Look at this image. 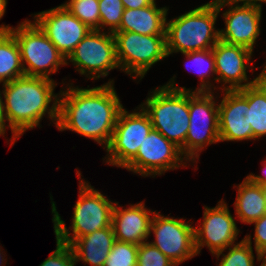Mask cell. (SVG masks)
<instances>
[{
	"instance_id": "cell-31",
	"label": "cell",
	"mask_w": 266,
	"mask_h": 266,
	"mask_svg": "<svg viewBox=\"0 0 266 266\" xmlns=\"http://www.w3.org/2000/svg\"><path fill=\"white\" fill-rule=\"evenodd\" d=\"M251 224H255L254 246L256 255L266 254V214Z\"/></svg>"
},
{
	"instance_id": "cell-8",
	"label": "cell",
	"mask_w": 266,
	"mask_h": 266,
	"mask_svg": "<svg viewBox=\"0 0 266 266\" xmlns=\"http://www.w3.org/2000/svg\"><path fill=\"white\" fill-rule=\"evenodd\" d=\"M113 35L120 70L133 79L141 80L155 63L168 57L166 35H141L131 31H115Z\"/></svg>"
},
{
	"instance_id": "cell-10",
	"label": "cell",
	"mask_w": 266,
	"mask_h": 266,
	"mask_svg": "<svg viewBox=\"0 0 266 266\" xmlns=\"http://www.w3.org/2000/svg\"><path fill=\"white\" fill-rule=\"evenodd\" d=\"M137 108L131 113L123 108L118 115L104 157L109 165L124 168L136 156L141 143L153 128L149 115L141 106Z\"/></svg>"
},
{
	"instance_id": "cell-3",
	"label": "cell",
	"mask_w": 266,
	"mask_h": 266,
	"mask_svg": "<svg viewBox=\"0 0 266 266\" xmlns=\"http://www.w3.org/2000/svg\"><path fill=\"white\" fill-rule=\"evenodd\" d=\"M189 91L176 87L175 77L155 88L140 106L149 115L153 129L181 148L189 128Z\"/></svg>"
},
{
	"instance_id": "cell-33",
	"label": "cell",
	"mask_w": 266,
	"mask_h": 266,
	"mask_svg": "<svg viewBox=\"0 0 266 266\" xmlns=\"http://www.w3.org/2000/svg\"><path fill=\"white\" fill-rule=\"evenodd\" d=\"M265 164H264V169L262 170L263 172V175H255L253 173H250V175L247 176V178L255 183V184H258L260 187H266V160L263 161Z\"/></svg>"
},
{
	"instance_id": "cell-4",
	"label": "cell",
	"mask_w": 266,
	"mask_h": 266,
	"mask_svg": "<svg viewBox=\"0 0 266 266\" xmlns=\"http://www.w3.org/2000/svg\"><path fill=\"white\" fill-rule=\"evenodd\" d=\"M79 182V198L73 208L72 235L67 229L65 221L61 219L56 204L52 201V196H50L56 239L68 245L80 237L109 227L112 222V211L115 203L85 180L81 179Z\"/></svg>"
},
{
	"instance_id": "cell-19",
	"label": "cell",
	"mask_w": 266,
	"mask_h": 266,
	"mask_svg": "<svg viewBox=\"0 0 266 266\" xmlns=\"http://www.w3.org/2000/svg\"><path fill=\"white\" fill-rule=\"evenodd\" d=\"M169 8H158L156 0L146 7L124 8L122 20L116 31H131L141 35H166Z\"/></svg>"
},
{
	"instance_id": "cell-40",
	"label": "cell",
	"mask_w": 266,
	"mask_h": 266,
	"mask_svg": "<svg viewBox=\"0 0 266 266\" xmlns=\"http://www.w3.org/2000/svg\"><path fill=\"white\" fill-rule=\"evenodd\" d=\"M262 188V191H263V195L265 197V200H266V187H261Z\"/></svg>"
},
{
	"instance_id": "cell-5",
	"label": "cell",
	"mask_w": 266,
	"mask_h": 266,
	"mask_svg": "<svg viewBox=\"0 0 266 266\" xmlns=\"http://www.w3.org/2000/svg\"><path fill=\"white\" fill-rule=\"evenodd\" d=\"M218 8L213 1L166 22V52L187 53L212 49L220 40L215 24Z\"/></svg>"
},
{
	"instance_id": "cell-17",
	"label": "cell",
	"mask_w": 266,
	"mask_h": 266,
	"mask_svg": "<svg viewBox=\"0 0 266 266\" xmlns=\"http://www.w3.org/2000/svg\"><path fill=\"white\" fill-rule=\"evenodd\" d=\"M223 92L225 93L222 101L218 103L220 142L252 140L247 87L239 90H223Z\"/></svg>"
},
{
	"instance_id": "cell-20",
	"label": "cell",
	"mask_w": 266,
	"mask_h": 266,
	"mask_svg": "<svg viewBox=\"0 0 266 266\" xmlns=\"http://www.w3.org/2000/svg\"><path fill=\"white\" fill-rule=\"evenodd\" d=\"M116 241L112 224L101 230L94 231L84 237L76 239L70 246L76 263L85 265L104 266L110 250Z\"/></svg>"
},
{
	"instance_id": "cell-6",
	"label": "cell",
	"mask_w": 266,
	"mask_h": 266,
	"mask_svg": "<svg viewBox=\"0 0 266 266\" xmlns=\"http://www.w3.org/2000/svg\"><path fill=\"white\" fill-rule=\"evenodd\" d=\"M0 30H9L15 36L25 75L51 79V74L66 65L65 57L34 21L24 20L17 27L2 24Z\"/></svg>"
},
{
	"instance_id": "cell-13",
	"label": "cell",
	"mask_w": 266,
	"mask_h": 266,
	"mask_svg": "<svg viewBox=\"0 0 266 266\" xmlns=\"http://www.w3.org/2000/svg\"><path fill=\"white\" fill-rule=\"evenodd\" d=\"M213 2L216 4L218 11H221L225 6H230L222 14L225 29L219 30L220 40L253 51L261 32L262 6L221 0H213Z\"/></svg>"
},
{
	"instance_id": "cell-34",
	"label": "cell",
	"mask_w": 266,
	"mask_h": 266,
	"mask_svg": "<svg viewBox=\"0 0 266 266\" xmlns=\"http://www.w3.org/2000/svg\"><path fill=\"white\" fill-rule=\"evenodd\" d=\"M2 92L0 91V136L2 135L4 137L6 132V126L9 127V125H6V116H5V110H4V101H3V95H1Z\"/></svg>"
},
{
	"instance_id": "cell-21",
	"label": "cell",
	"mask_w": 266,
	"mask_h": 266,
	"mask_svg": "<svg viewBox=\"0 0 266 266\" xmlns=\"http://www.w3.org/2000/svg\"><path fill=\"white\" fill-rule=\"evenodd\" d=\"M237 189V198L234 203L236 218L245 224H251L266 214V200L258 184L246 177Z\"/></svg>"
},
{
	"instance_id": "cell-14",
	"label": "cell",
	"mask_w": 266,
	"mask_h": 266,
	"mask_svg": "<svg viewBox=\"0 0 266 266\" xmlns=\"http://www.w3.org/2000/svg\"><path fill=\"white\" fill-rule=\"evenodd\" d=\"M34 22L67 59L91 29L63 4L34 15Z\"/></svg>"
},
{
	"instance_id": "cell-27",
	"label": "cell",
	"mask_w": 266,
	"mask_h": 266,
	"mask_svg": "<svg viewBox=\"0 0 266 266\" xmlns=\"http://www.w3.org/2000/svg\"><path fill=\"white\" fill-rule=\"evenodd\" d=\"M124 6L122 0H99L100 31L107 29L114 33L122 20Z\"/></svg>"
},
{
	"instance_id": "cell-30",
	"label": "cell",
	"mask_w": 266,
	"mask_h": 266,
	"mask_svg": "<svg viewBox=\"0 0 266 266\" xmlns=\"http://www.w3.org/2000/svg\"><path fill=\"white\" fill-rule=\"evenodd\" d=\"M76 264L71 246L56 239V250L40 266H75Z\"/></svg>"
},
{
	"instance_id": "cell-39",
	"label": "cell",
	"mask_w": 266,
	"mask_h": 266,
	"mask_svg": "<svg viewBox=\"0 0 266 266\" xmlns=\"http://www.w3.org/2000/svg\"><path fill=\"white\" fill-rule=\"evenodd\" d=\"M261 73L263 74V76H266V62H265L264 68L261 71Z\"/></svg>"
},
{
	"instance_id": "cell-18",
	"label": "cell",
	"mask_w": 266,
	"mask_h": 266,
	"mask_svg": "<svg viewBox=\"0 0 266 266\" xmlns=\"http://www.w3.org/2000/svg\"><path fill=\"white\" fill-rule=\"evenodd\" d=\"M118 204L119 202L114 204L111 222L116 240L135 245L147 241L155 211L148 210L142 201L124 209Z\"/></svg>"
},
{
	"instance_id": "cell-7",
	"label": "cell",
	"mask_w": 266,
	"mask_h": 266,
	"mask_svg": "<svg viewBox=\"0 0 266 266\" xmlns=\"http://www.w3.org/2000/svg\"><path fill=\"white\" fill-rule=\"evenodd\" d=\"M214 92L189 91V128L185 144L180 148L190 162L199 160V152L210 144L220 142L218 105Z\"/></svg>"
},
{
	"instance_id": "cell-32",
	"label": "cell",
	"mask_w": 266,
	"mask_h": 266,
	"mask_svg": "<svg viewBox=\"0 0 266 266\" xmlns=\"http://www.w3.org/2000/svg\"><path fill=\"white\" fill-rule=\"evenodd\" d=\"M155 0H122L126 9H137L151 5Z\"/></svg>"
},
{
	"instance_id": "cell-22",
	"label": "cell",
	"mask_w": 266,
	"mask_h": 266,
	"mask_svg": "<svg viewBox=\"0 0 266 266\" xmlns=\"http://www.w3.org/2000/svg\"><path fill=\"white\" fill-rule=\"evenodd\" d=\"M24 75L15 36L9 30H0V83L5 84Z\"/></svg>"
},
{
	"instance_id": "cell-16",
	"label": "cell",
	"mask_w": 266,
	"mask_h": 266,
	"mask_svg": "<svg viewBox=\"0 0 266 266\" xmlns=\"http://www.w3.org/2000/svg\"><path fill=\"white\" fill-rule=\"evenodd\" d=\"M216 67L215 81L223 83L219 89L239 90L256 83L263 74L260 73L253 80H249L247 69L250 70L253 51L240 46L219 40L212 48ZM248 64V65H247ZM229 84V86H226Z\"/></svg>"
},
{
	"instance_id": "cell-26",
	"label": "cell",
	"mask_w": 266,
	"mask_h": 266,
	"mask_svg": "<svg viewBox=\"0 0 266 266\" xmlns=\"http://www.w3.org/2000/svg\"><path fill=\"white\" fill-rule=\"evenodd\" d=\"M63 5L91 30H100L99 0H68Z\"/></svg>"
},
{
	"instance_id": "cell-12",
	"label": "cell",
	"mask_w": 266,
	"mask_h": 266,
	"mask_svg": "<svg viewBox=\"0 0 266 266\" xmlns=\"http://www.w3.org/2000/svg\"><path fill=\"white\" fill-rule=\"evenodd\" d=\"M190 223L192 224L190 220L188 222L184 218L165 217L155 211L149 231L150 234L153 232L155 240L150 243L176 265L181 264L198 255L195 248V227Z\"/></svg>"
},
{
	"instance_id": "cell-25",
	"label": "cell",
	"mask_w": 266,
	"mask_h": 266,
	"mask_svg": "<svg viewBox=\"0 0 266 266\" xmlns=\"http://www.w3.org/2000/svg\"><path fill=\"white\" fill-rule=\"evenodd\" d=\"M251 235H246L239 243L228 246V253L223 254V250L219 251L216 255L217 259L222 256L218 266H254V254L252 248Z\"/></svg>"
},
{
	"instance_id": "cell-2",
	"label": "cell",
	"mask_w": 266,
	"mask_h": 266,
	"mask_svg": "<svg viewBox=\"0 0 266 266\" xmlns=\"http://www.w3.org/2000/svg\"><path fill=\"white\" fill-rule=\"evenodd\" d=\"M55 83L53 79L24 75L2 84L5 116L13 134L11 146L25 131L40 126L46 114L56 126L59 95L54 94Z\"/></svg>"
},
{
	"instance_id": "cell-11",
	"label": "cell",
	"mask_w": 266,
	"mask_h": 266,
	"mask_svg": "<svg viewBox=\"0 0 266 266\" xmlns=\"http://www.w3.org/2000/svg\"><path fill=\"white\" fill-rule=\"evenodd\" d=\"M186 163L188 160L182 155L180 148L152 128L136 156L124 168L143 177H155L179 168L180 165L186 167Z\"/></svg>"
},
{
	"instance_id": "cell-24",
	"label": "cell",
	"mask_w": 266,
	"mask_h": 266,
	"mask_svg": "<svg viewBox=\"0 0 266 266\" xmlns=\"http://www.w3.org/2000/svg\"><path fill=\"white\" fill-rule=\"evenodd\" d=\"M182 54L185 55V57L187 58V61L189 60V62H193V65H195V68H197L196 71L199 75L198 77L201 80L200 87L196 88L194 91L195 92H212V88L214 86L209 81L211 80L210 75H216V67H215V61H214V56H213V50L206 49V50L192 51V52H187V53H182ZM193 71L196 72L195 70Z\"/></svg>"
},
{
	"instance_id": "cell-23",
	"label": "cell",
	"mask_w": 266,
	"mask_h": 266,
	"mask_svg": "<svg viewBox=\"0 0 266 266\" xmlns=\"http://www.w3.org/2000/svg\"><path fill=\"white\" fill-rule=\"evenodd\" d=\"M247 102L253 140L260 139L266 136V76L247 86Z\"/></svg>"
},
{
	"instance_id": "cell-37",
	"label": "cell",
	"mask_w": 266,
	"mask_h": 266,
	"mask_svg": "<svg viewBox=\"0 0 266 266\" xmlns=\"http://www.w3.org/2000/svg\"><path fill=\"white\" fill-rule=\"evenodd\" d=\"M262 259H263V262L260 266H266V254L257 255L258 262L262 261Z\"/></svg>"
},
{
	"instance_id": "cell-35",
	"label": "cell",
	"mask_w": 266,
	"mask_h": 266,
	"mask_svg": "<svg viewBox=\"0 0 266 266\" xmlns=\"http://www.w3.org/2000/svg\"><path fill=\"white\" fill-rule=\"evenodd\" d=\"M221 1H228L233 3H241L242 4H253V5H259L262 6L263 3L266 4V0H221Z\"/></svg>"
},
{
	"instance_id": "cell-38",
	"label": "cell",
	"mask_w": 266,
	"mask_h": 266,
	"mask_svg": "<svg viewBox=\"0 0 266 266\" xmlns=\"http://www.w3.org/2000/svg\"><path fill=\"white\" fill-rule=\"evenodd\" d=\"M2 247H0V266H4V264H6V258H5V255L3 254L4 252H3V249H1ZM2 250V251H1ZM2 252V253H1ZM4 255V256H2V255ZM5 258V259H4ZM3 262H5V263H3Z\"/></svg>"
},
{
	"instance_id": "cell-29",
	"label": "cell",
	"mask_w": 266,
	"mask_h": 266,
	"mask_svg": "<svg viewBox=\"0 0 266 266\" xmlns=\"http://www.w3.org/2000/svg\"><path fill=\"white\" fill-rule=\"evenodd\" d=\"M137 266H177L148 241L138 245Z\"/></svg>"
},
{
	"instance_id": "cell-1",
	"label": "cell",
	"mask_w": 266,
	"mask_h": 266,
	"mask_svg": "<svg viewBox=\"0 0 266 266\" xmlns=\"http://www.w3.org/2000/svg\"><path fill=\"white\" fill-rule=\"evenodd\" d=\"M70 84L69 88L58 93L56 127L59 131L70 130L90 138L106 149L118 115L123 109L114 88V80L92 88H79L74 87L73 83Z\"/></svg>"
},
{
	"instance_id": "cell-36",
	"label": "cell",
	"mask_w": 266,
	"mask_h": 266,
	"mask_svg": "<svg viewBox=\"0 0 266 266\" xmlns=\"http://www.w3.org/2000/svg\"><path fill=\"white\" fill-rule=\"evenodd\" d=\"M7 0H0V20L5 14Z\"/></svg>"
},
{
	"instance_id": "cell-28",
	"label": "cell",
	"mask_w": 266,
	"mask_h": 266,
	"mask_svg": "<svg viewBox=\"0 0 266 266\" xmlns=\"http://www.w3.org/2000/svg\"><path fill=\"white\" fill-rule=\"evenodd\" d=\"M138 245L116 240L104 266H137Z\"/></svg>"
},
{
	"instance_id": "cell-9",
	"label": "cell",
	"mask_w": 266,
	"mask_h": 266,
	"mask_svg": "<svg viewBox=\"0 0 266 266\" xmlns=\"http://www.w3.org/2000/svg\"><path fill=\"white\" fill-rule=\"evenodd\" d=\"M70 62L76 66V71L92 80L106 77L113 69H120L113 33L91 30L66 59V65Z\"/></svg>"
},
{
	"instance_id": "cell-15",
	"label": "cell",
	"mask_w": 266,
	"mask_h": 266,
	"mask_svg": "<svg viewBox=\"0 0 266 266\" xmlns=\"http://www.w3.org/2000/svg\"><path fill=\"white\" fill-rule=\"evenodd\" d=\"M201 225L199 228H194L197 254H200L205 246L213 255L219 251H225L228 246L237 244L235 241L240 230L224 200H220L213 208L204 206Z\"/></svg>"
}]
</instances>
